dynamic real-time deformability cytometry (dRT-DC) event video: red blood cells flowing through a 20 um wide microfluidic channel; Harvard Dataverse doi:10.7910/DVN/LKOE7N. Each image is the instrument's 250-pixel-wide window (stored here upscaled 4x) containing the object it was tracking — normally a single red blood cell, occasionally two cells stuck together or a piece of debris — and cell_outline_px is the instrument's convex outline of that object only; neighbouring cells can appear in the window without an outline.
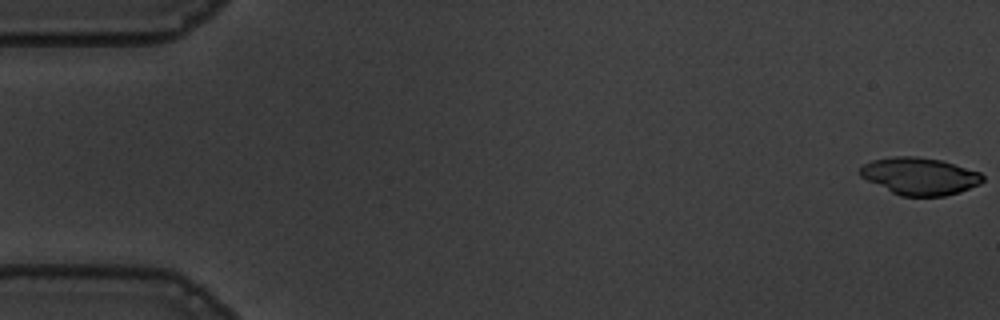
{"species": "common noctule bat (a hibernating species)", "species_latin": "Nyctalus noctula", "temperature_condition": "warm", "stored_images_in_passage": 55, "camera_frame_rate_fps": 3000, "um_per_image_px": 0.085, "animal": {"sex": "male", "body_mass_g": 19.5, "forearm_length_mm": 54.6}, "frame": {"image": 1, "passage_image": 1, "time_ms": 0.0, "image_size_px": [1000, 320], "cell_outline_px": [[984, 180], [980, 184], [960, 192], [944, 196], [900, 196], [860, 176], [860, 168], [864, 164], [872, 160], [892, 156], [916, 156], [940, 160], [956, 164], [980, 172], [984, 176]], "centroid_in_image_um": [78.2, 14.97], "position_along_channel_um": 6.8, "area_um2": 26.59}}